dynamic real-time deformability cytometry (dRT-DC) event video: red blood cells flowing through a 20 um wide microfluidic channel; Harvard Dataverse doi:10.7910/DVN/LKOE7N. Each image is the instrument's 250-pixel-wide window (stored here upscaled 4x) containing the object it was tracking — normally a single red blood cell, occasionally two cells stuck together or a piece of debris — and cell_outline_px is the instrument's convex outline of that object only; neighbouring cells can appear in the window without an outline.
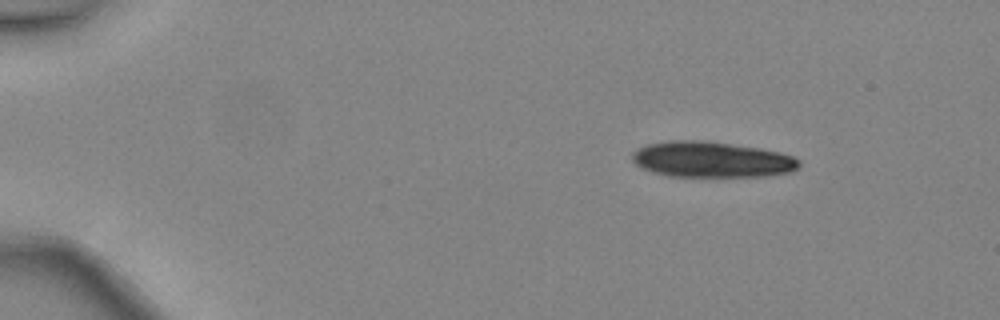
{"species": "common noctule bat (a hibernating species)", "species_latin": "Nyctalus noctula", "temperature_condition": "warm", "stored_images_in_passage": 4, "camera_frame_rate_fps": 3000, "um_per_image_px": 0.085, "animal": {"sex": "female", "body_mass_g": 24.6, "forearm_length_mm": 56.2}, "frame": {"image": 1, "passage_image": 1, "time_ms": 0.0, "image_size_px": [1000, 320], "cell_outline_px": [[800, 168], [792, 172], [764, 176], [668, 176], [652, 172], [636, 164], [632, 160], [632, 152], [636, 148], [648, 144], [668, 140], [704, 140], [760, 148], [780, 152], [792, 156], [800, 160]], "centroid_in_image_um": [60.5, 13.55], "position_along_channel_um": 24.5, "area_um2": 34.97}}
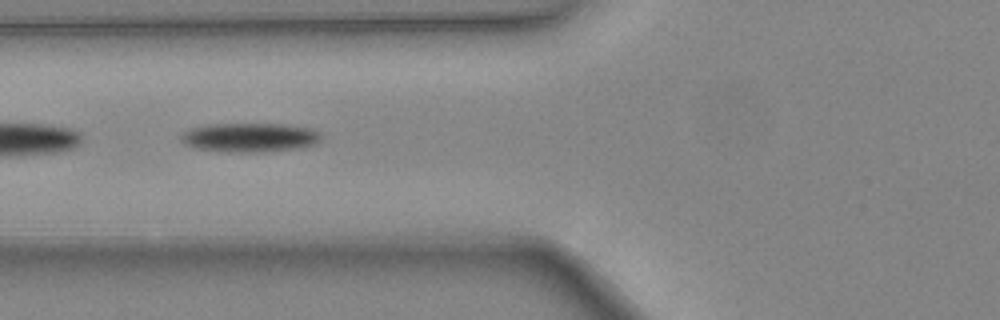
{"frame": {"image": 2, "passage_image": 4, "time_ms": 1.0, "image_size_px": [1000, 320], "cell_outline_px": [[320, 140], [316, 144], [296, 148], [256, 152], [224, 152], [196, 148], [184, 144], [180, 140], [180, 136], [188, 128], [208, 124], [284, 124], [312, 128], [320, 132]], "centroid_in_image_um": [21.19, 11.67], "position_along_channel_um": 104.6, "area_um2": 23.87}}